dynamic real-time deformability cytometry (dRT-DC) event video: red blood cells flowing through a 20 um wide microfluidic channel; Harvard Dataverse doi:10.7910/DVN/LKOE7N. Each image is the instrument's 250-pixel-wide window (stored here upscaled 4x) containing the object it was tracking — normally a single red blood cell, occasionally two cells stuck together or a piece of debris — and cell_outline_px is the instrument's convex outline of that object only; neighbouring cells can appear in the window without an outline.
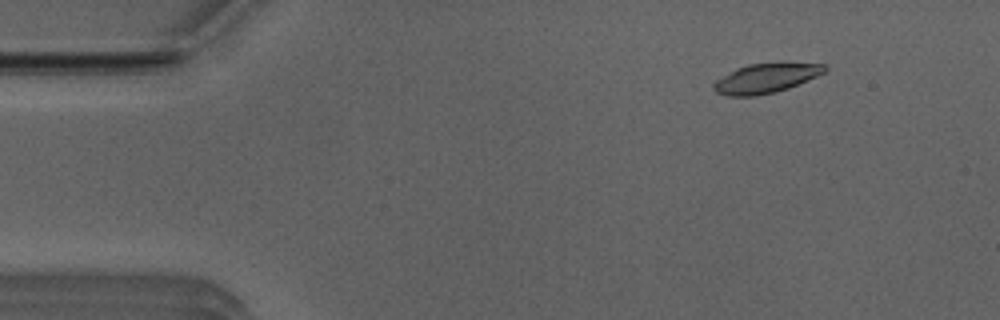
{"species": "Egyptian fruit bat (a non-hibernating species)", "species_latin": "Rousettus aegyptiacus", "temperature_condition": "room temperature", "stored_images_in_passage": 52, "camera_frame_rate_fps": 3000, "um_per_image_px": 0.085, "animal": {"sex": "male"}, "frame": {"image": 1, "passage_image": 6, "time_ms": 1.667, "image_size_px": [1000, 320], "cell_outline_px": [[828, 68], [824, 72], [816, 76], [788, 88], [776, 92], [756, 96], [728, 96], [716, 92], [712, 88], [712, 84], [716, 80], [736, 68], [748, 64], [828, 64]], "centroid_in_image_um": [65.04, 6.68], "position_along_channel_um": 20.0, "area_um2": 18.67}}
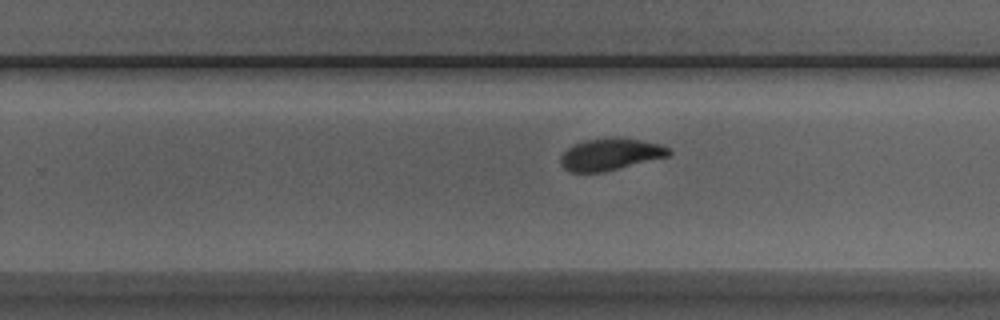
{"frame": {"image": 2, "passage_image": 32, "time_ms": 10.333, "image_size_px": [1000, 320], "cell_outline_px": [[672, 152], [668, 156], [604, 172], [572, 172], [564, 168], [560, 164], [560, 156], [572, 144], [584, 140], [616, 136], [640, 140], [660, 144], [668, 148]], "centroid_in_image_um": [51.85, 13.1], "position_along_channel_um": 277.9, "area_um2": 20.23}}
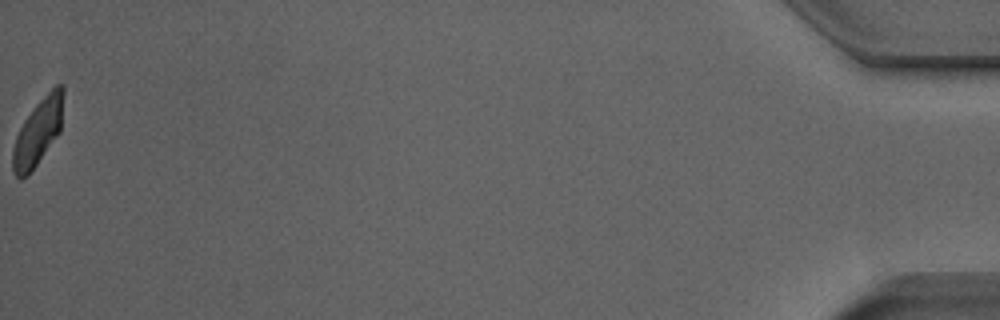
{"frame": {"image": 3, "passage_image": 52, "time_ms": 17.0, "image_size_px": [1000, 320], "cell_outline_px": [[64, 92], [60, 132], [28, 176], [20, 180], [12, 172], [12, 148], [16, 136], [24, 120], [32, 108], [56, 84], [64, 84]], "centroid_in_image_um": [3.21, 11.24], "position_along_channel_um": 432.0, "area_um2": 19.71}, "authors_computed_cell_mechanics": {"area_um2": 20.2011, "velocity_mm_per_s": 3.9367, "shape_relaxation_time_tau1_ms": 3.2271, "shape_relaxation_time_tau2_ms": 1.3005, "deformation_change_tau1": 0.1431, "deformation_change_tau2": 0.0671}}